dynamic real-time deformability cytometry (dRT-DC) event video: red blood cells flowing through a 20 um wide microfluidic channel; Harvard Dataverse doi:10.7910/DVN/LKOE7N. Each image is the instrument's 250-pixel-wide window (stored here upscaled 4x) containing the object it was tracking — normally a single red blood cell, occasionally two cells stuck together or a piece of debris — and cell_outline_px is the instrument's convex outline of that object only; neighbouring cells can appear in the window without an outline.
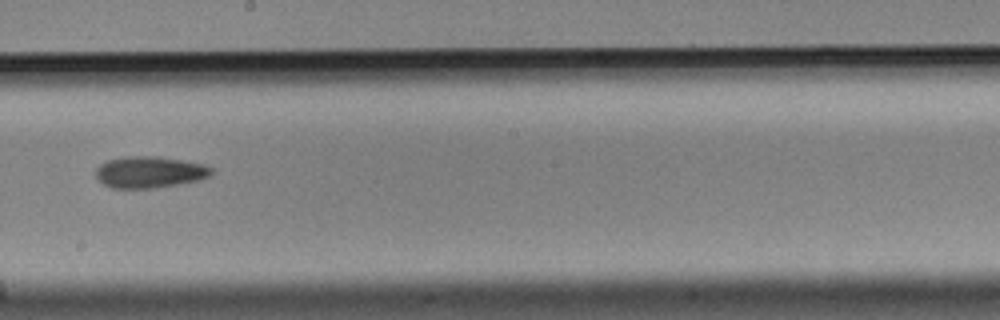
{"species": "Egyptian fruit bat (a non-hibernating species)", "species_latin": "Rousettus aegyptiacus", "temperature_condition": "cold", "stored_images_in_passage": 11, "camera_frame_rate_fps": 3000, "um_per_image_px": 0.085, "animal": {"sex": "male"}, "frame": {"image": 1, "passage_image": 5, "time_ms": 1.333, "image_size_px": [1000, 320], "cell_outline_px": [[216, 172], [212, 176], [200, 180], [156, 188], [112, 188], [104, 184], [96, 176], [96, 168], [100, 164], [108, 160], [124, 156], [160, 156], [204, 164], [212, 168]], "centroid_in_image_um": [12.77, 14.62], "position_along_channel_um": 235.4, "area_um2": 21.5}}
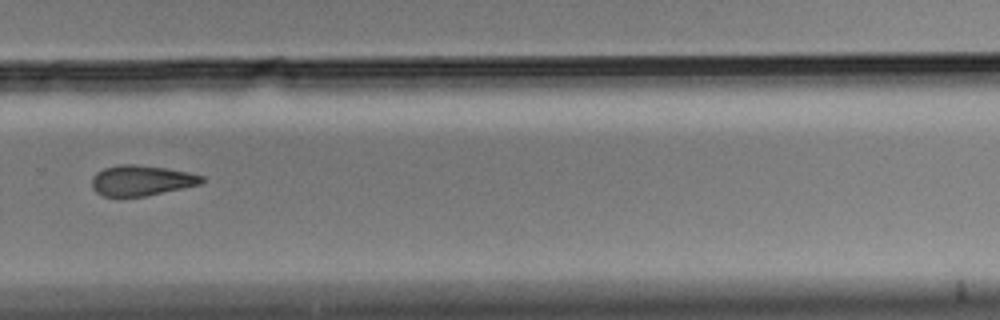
{"frame": {"image": 2, "passage_image": 7, "time_ms": 2.0, "image_size_px": [1000, 320], "cell_outline_px": [[204, 180], [200, 184], [144, 196], [104, 196], [96, 192], [92, 188], [92, 176], [96, 172], [104, 168], [120, 164], [136, 164], [164, 168], [188, 172], [204, 176]], "centroid_in_image_um": [11.98, 15.33], "position_along_channel_um": 317.8, "area_um2": 19.31}}
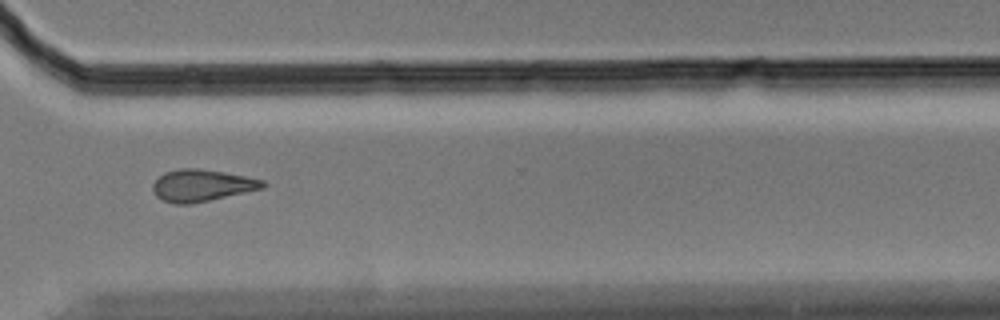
{"frame": {"image": 3, "passage_image": 8, "time_ms": 2.333, "image_size_px": [1000, 320], "cell_outline_px": [[268, 184], [264, 188], [208, 200], [188, 204], [172, 204], [156, 196], [152, 188], [152, 184], [164, 172], [180, 168], [200, 168], [224, 172], [264, 180]], "centroid_in_image_um": [17.15, 15.75], "position_along_channel_um": 353.5, "area_um2": 20.35}}